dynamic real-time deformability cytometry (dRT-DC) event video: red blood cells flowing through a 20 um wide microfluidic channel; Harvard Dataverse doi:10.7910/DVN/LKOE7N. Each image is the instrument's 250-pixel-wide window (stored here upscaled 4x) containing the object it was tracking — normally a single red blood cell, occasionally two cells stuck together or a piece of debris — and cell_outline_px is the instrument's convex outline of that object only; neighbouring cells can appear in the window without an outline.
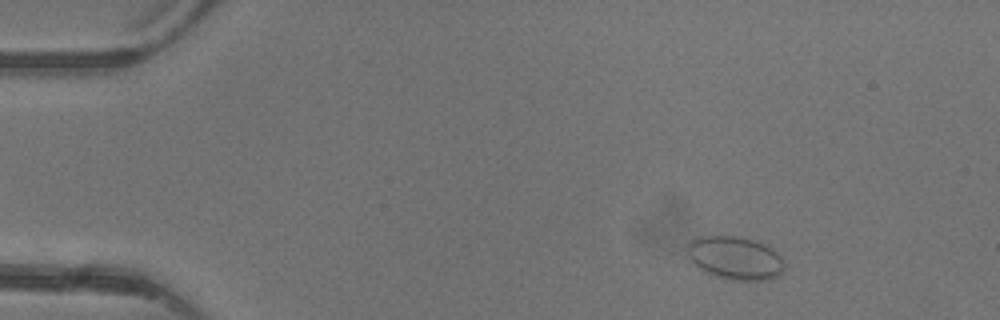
{"species": "common noctule bat (a hibernating species)", "species_latin": "Nyctalus noctula", "temperature_condition": "warm", "stored_images_in_passage": 4, "camera_frame_rate_fps": 3000, "um_per_image_px": 0.085, "animal": {"sex": "female"}, "frame": {"image": 1, "passage_image": 1, "time_ms": 0.0, "image_size_px": [1000, 320], "cell_outline_px": [[784, 272], [780, 276], [768, 280], [732, 280], [704, 272], [688, 256], [688, 240], [700, 236], [740, 236], [756, 240], [772, 248], [784, 260]], "centroid_in_image_um": [62.53, 21.92], "position_along_channel_um": 22.5, "area_um2": 24.62}}